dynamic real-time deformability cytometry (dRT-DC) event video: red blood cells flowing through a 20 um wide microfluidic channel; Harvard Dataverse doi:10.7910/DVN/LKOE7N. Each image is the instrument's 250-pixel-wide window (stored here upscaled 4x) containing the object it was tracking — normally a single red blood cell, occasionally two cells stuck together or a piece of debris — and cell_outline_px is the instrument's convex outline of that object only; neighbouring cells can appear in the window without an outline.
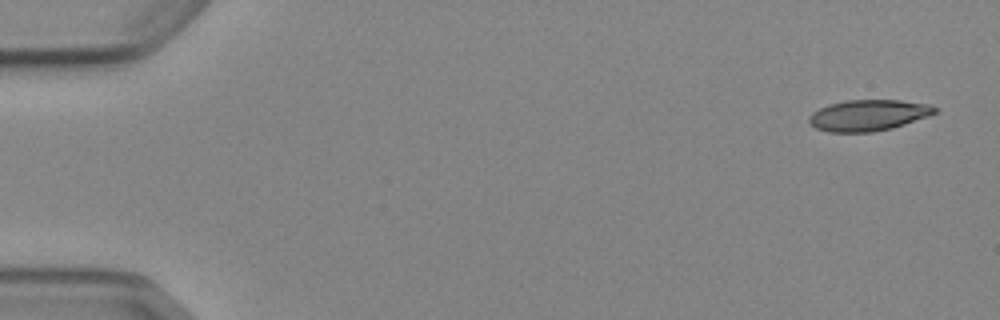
{"species": "Egyptian fruit bat (a non-hibernating species)", "species_latin": "Rousettus aegyptiacus", "temperature_condition": "cold", "stored_images_in_passage": 5, "camera_frame_rate_fps": 3000, "um_per_image_px": 0.085, "animal": {"sex": "female"}, "frame": {"image": 1, "passage_image": 1, "time_ms": 0.0, "image_size_px": [1000, 320], "cell_outline_px": [[940, 108], [936, 112], [928, 116], [892, 128], [872, 132], [828, 132], [816, 128], [808, 124], [808, 116], [812, 112], [828, 104], [844, 100], [900, 100], [928, 104]], "centroid_in_image_um": [73.77, 9.79], "position_along_channel_um": 11.2, "area_um2": 22.95}}
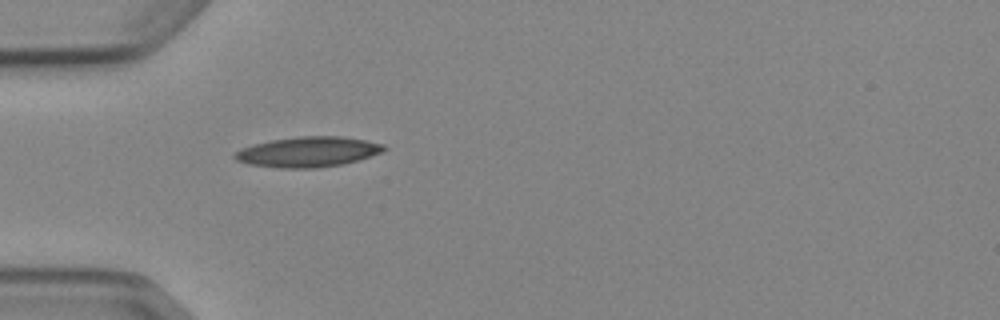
{"frame": {"image": 2, "passage_image": 5, "time_ms": 4.667, "image_size_px": [1000, 320], "cell_outline_px": [[388, 148], [384, 152], [344, 164], [316, 168], [280, 168], [248, 164], [236, 160], [232, 156], [240, 148], [252, 144], [272, 140], [296, 136], [340, 136], [364, 140], [384, 144]], "centroid_in_image_um": [26.18, 12.91], "position_along_channel_um": 58.8, "area_um2": 26.47}}